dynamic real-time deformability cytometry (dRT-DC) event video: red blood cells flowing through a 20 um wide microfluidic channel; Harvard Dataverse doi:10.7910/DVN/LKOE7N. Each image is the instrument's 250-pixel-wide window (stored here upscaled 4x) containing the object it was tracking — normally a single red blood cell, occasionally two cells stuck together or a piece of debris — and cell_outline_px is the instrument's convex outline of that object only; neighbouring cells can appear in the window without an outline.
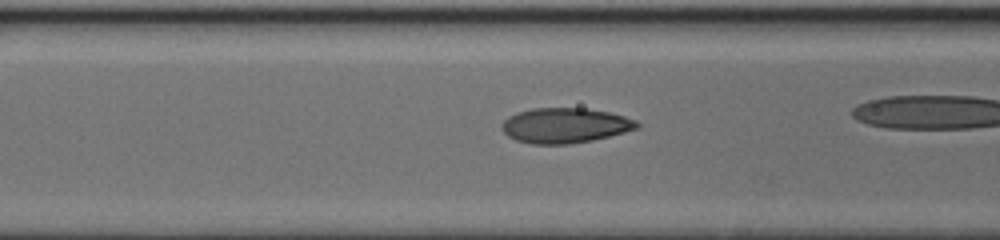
{"species": "human", "species_latin": "Homo sapiens", "temperature_condition": "cold", "stored_images_in_passage": 26, "camera_frame_rate_fps": 3000, "um_per_image_px": 0.085, "donor": {"sex": "female"}, "frame": {"image": 1, "passage_image": 5, "time_ms": 1.333, "image_size_px": [1000, 240], "cell_outline_px": [[640, 128], [592, 140], [568, 144], [532, 144], [516, 140], [508, 136], [500, 128], [504, 120], [508, 116], [532, 108], [584, 108], [608, 112], [624, 116], [636, 120], [640, 124]], "centroid_in_image_um": [48.02, 10.66], "position_along_channel_um": 118.6, "area_um2": 27.57}}
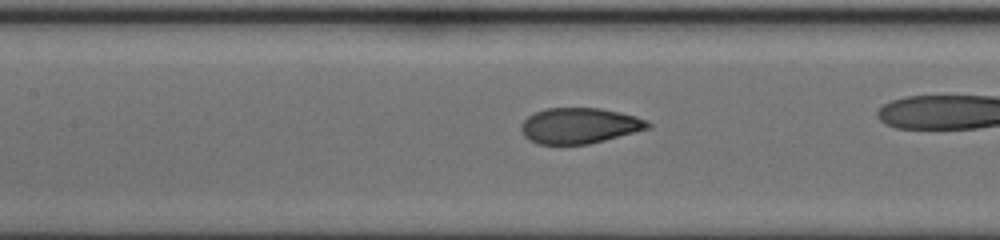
{"frame": {"image": 2, "passage_image": 8, "time_ms": 2.333, "image_size_px": [1000, 240], "cell_outline_px": [[652, 128], [588, 144], [536, 144], [528, 140], [524, 136], [520, 128], [520, 124], [528, 116], [536, 112], [548, 108], [600, 108], [620, 112], [636, 116], [648, 120], [652, 124]], "centroid_in_image_um": [49.27, 10.68], "position_along_channel_um": 158.1, "area_um2": 26.53}}